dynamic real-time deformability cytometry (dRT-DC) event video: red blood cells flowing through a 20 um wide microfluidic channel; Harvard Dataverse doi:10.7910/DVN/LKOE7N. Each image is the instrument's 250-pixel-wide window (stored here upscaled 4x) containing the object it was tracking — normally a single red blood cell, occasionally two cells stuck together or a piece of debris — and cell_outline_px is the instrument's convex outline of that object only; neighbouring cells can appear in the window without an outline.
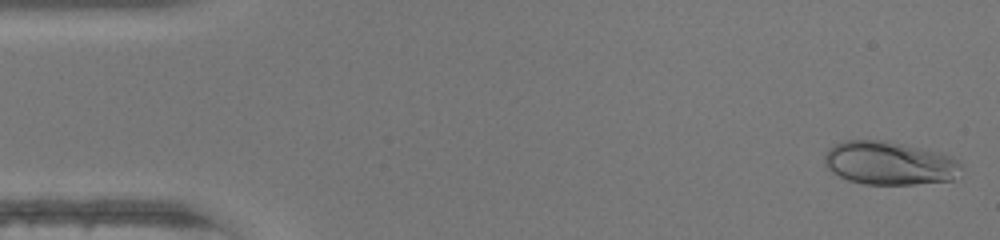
{"species": "human", "species_latin": "Homo sapiens", "temperature_condition": "warm", "stored_images_in_passage": 46, "camera_frame_rate_fps": 3000, "um_per_image_px": 0.085, "donor": {"sex": "female"}, "frame": {"image": 1, "passage_image": 1, "time_ms": 0.0, "image_size_px": [1000, 240], "cell_outline_px": [[964, 168], [952, 180], [912, 184], [864, 184], [848, 180], [832, 172], [824, 164], [824, 156], [828, 148], [844, 140], [888, 140], [940, 152], [952, 156]], "centroid_in_image_um": [75.6, 13.85], "position_along_channel_um": 9.4, "area_um2": 34.8}}
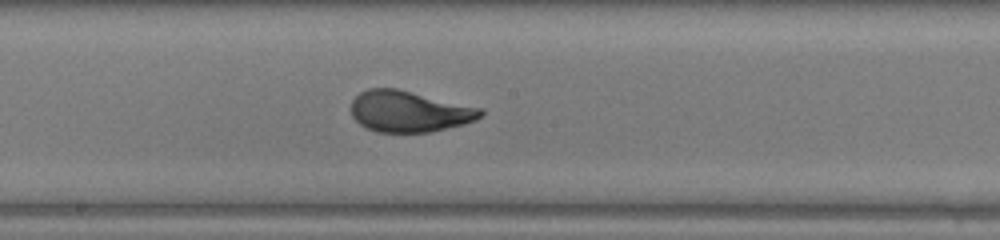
{"frame": {"image": 2, "passage_image": 24, "time_ms": 7.667, "image_size_px": [1000, 240], "cell_outline_px": [[484, 112], [476, 120], [464, 124], [428, 132], [376, 132], [360, 124], [352, 116], [352, 100], [360, 92], [368, 88], [396, 88], [484, 108]], "centroid_in_image_um": [34.79, 9.46], "position_along_channel_um": 213.4, "area_um2": 31.04}}
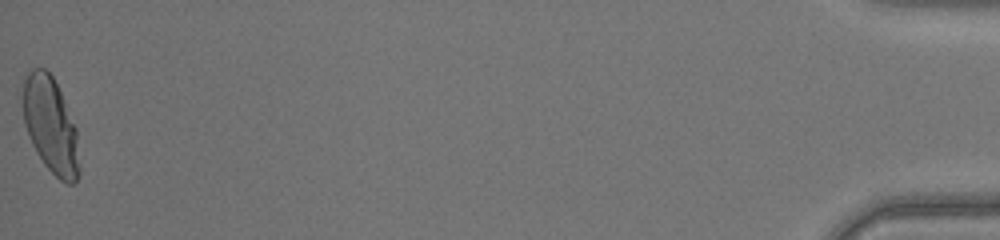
{"frame": {"image": 3, "passage_image": 46, "time_ms": 15.0, "image_size_px": [1000, 240], "cell_outline_px": [[80, 172], [76, 180], [72, 184], [68, 184], [60, 180], [44, 164], [36, 152], [32, 144], [24, 124], [20, 96], [24, 80], [28, 72], [32, 68], [44, 68], [52, 76], [60, 92], [76, 128], [80, 164]], "centroid_in_image_um": [4.27, 10.65], "position_along_channel_um": 430.9, "area_um2": 31.79}, "authors_computed_cell_mechanics": {"area_um2": 31.0386, "velocity_mm_per_s": 4.4373, "shape_relaxation_time_tau1_ms": 3.227, "shape_relaxation_time_tau2_ms": null, "deformation_change_tau1": 0.2031, "deformation_change_tau2": null}}